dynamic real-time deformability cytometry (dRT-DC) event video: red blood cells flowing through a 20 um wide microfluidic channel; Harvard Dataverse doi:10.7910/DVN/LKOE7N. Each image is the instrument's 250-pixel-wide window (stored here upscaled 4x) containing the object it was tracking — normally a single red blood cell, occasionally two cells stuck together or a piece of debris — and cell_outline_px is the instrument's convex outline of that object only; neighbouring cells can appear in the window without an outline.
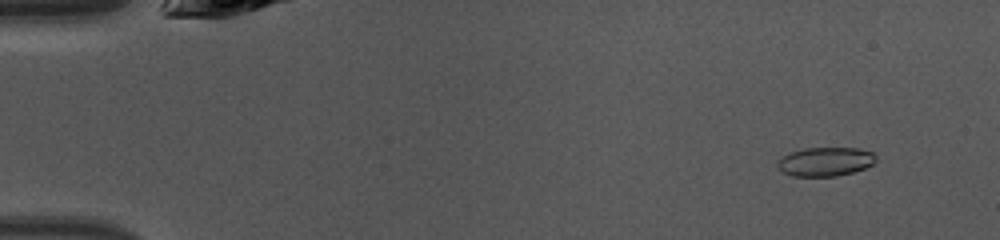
{"species": "common noctule bat (a hibernating species)", "species_latin": "Nyctalus noctula", "temperature_condition": "warm", "stored_images_in_passage": 41, "camera_frame_rate_fps": 3000, "um_per_image_px": 0.085, "animal": {"sex": "female", "body_mass_g": 10.0, "forearm_length_mm": 53.1}, "frame": {"image": 1, "passage_image": 4, "time_ms": 1.0, "image_size_px": [1000, 240], "cell_outline_px": [[876, 160], [872, 164], [864, 168], [852, 172], [836, 176], [792, 176], [784, 172], [776, 164], [776, 160], [788, 152], [804, 148], [860, 148], [872, 152], [876, 156]], "centroid_in_image_um": [70.13, 13.73], "position_along_channel_um": 14.9, "area_um2": 16.65}}
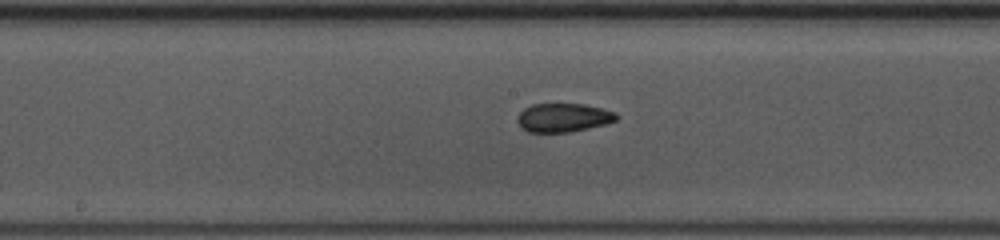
{"frame": {"image": 2, "passage_image": 24, "time_ms": 7.667, "image_size_px": [1000, 240], "cell_outline_px": [[620, 116], [616, 120], [604, 124], [588, 128], [568, 132], [528, 132], [516, 120], [516, 116], [524, 108], [532, 104], [584, 104], [616, 112]], "centroid_in_image_um": [47.88, 9.99], "position_along_channel_um": 200.3, "area_um2": 16.47}}
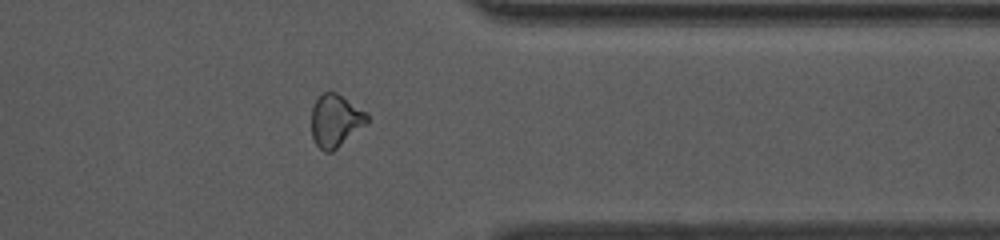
{"frame": {"image": 3, "passage_image": 37, "time_ms": 12.0, "image_size_px": [1000, 240], "cell_outline_px": [[368, 124], [332, 152], [324, 152], [316, 144], [312, 136], [312, 108], [316, 100], [324, 92], [336, 92], [368, 112]], "centroid_in_image_um": [28.55, 10.26], "position_along_channel_um": 382.8, "area_um2": 17.17}}